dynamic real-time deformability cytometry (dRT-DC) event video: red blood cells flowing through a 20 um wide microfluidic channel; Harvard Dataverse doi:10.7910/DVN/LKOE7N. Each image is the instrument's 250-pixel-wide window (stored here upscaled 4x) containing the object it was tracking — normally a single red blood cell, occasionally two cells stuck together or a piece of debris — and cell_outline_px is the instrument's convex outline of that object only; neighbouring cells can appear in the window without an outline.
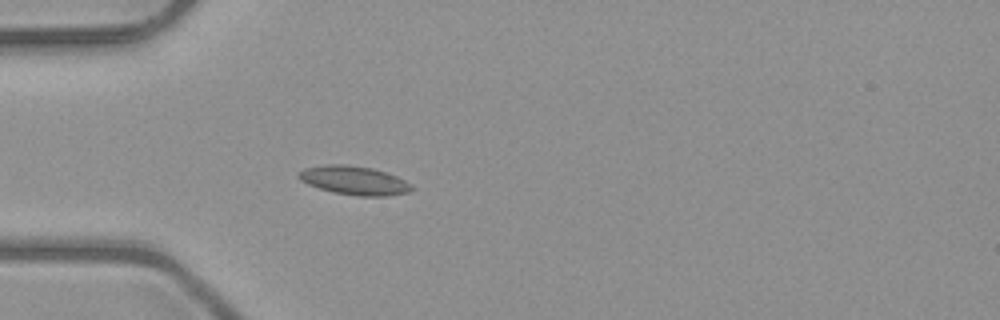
{"species": "common noctule bat (a hibernating species)", "species_latin": "Nyctalus noctula", "temperature_condition": "room temperature", "stored_images_in_passage": 22, "camera_frame_rate_fps": 3000, "um_per_image_px": 0.085, "animal": {"sex": "male", "body_mass_g": 23.1, "forearm_length_mm": 52.7}, "frame": {"image": 1, "passage_image": 6, "time_ms": 1.667, "image_size_px": [1000, 320], "cell_outline_px": [[416, 188], [412, 192], [388, 196], [356, 196], [332, 192], [308, 184], [300, 180], [296, 176], [296, 172], [304, 168], [328, 164], [348, 164], [372, 168], [388, 172], [412, 184]], "centroid_in_image_um": [30.13, 15.34], "position_along_channel_um": 54.9, "area_um2": 19.36}}
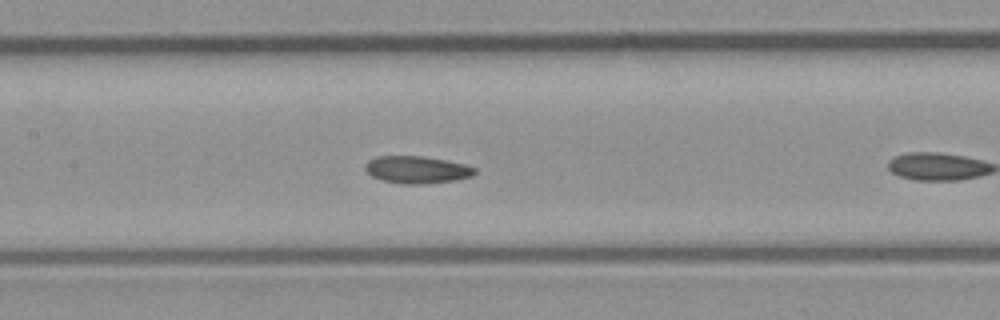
{"frame": {"image": 2, "passage_image": 12, "time_ms": 3.667, "image_size_px": [1000, 320], "cell_outline_px": [[476, 172], [472, 176], [456, 180], [424, 184], [400, 184], [384, 180], [372, 176], [364, 168], [364, 164], [368, 160], [376, 156], [420, 156], [444, 160], [464, 164], [476, 168]], "centroid_in_image_um": [35.42, 14.43], "position_along_channel_um": 172.0, "area_um2": 17.4}}
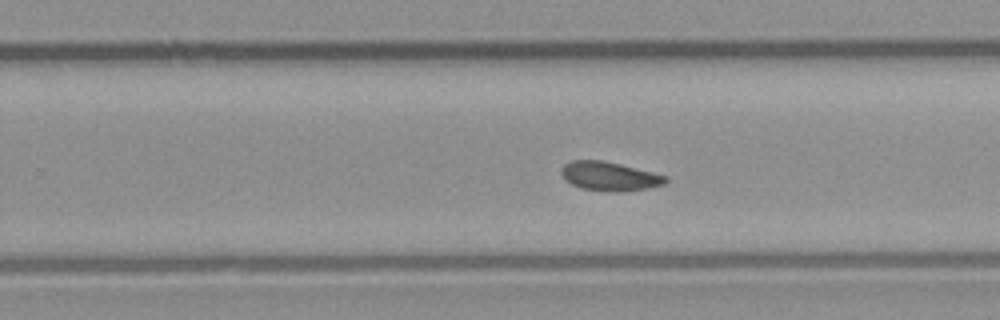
{"frame": {"image": 3, "passage_image": 20, "time_ms": 6.333, "image_size_px": [1000, 320], "cell_outline_px": [[668, 180], [664, 184], [648, 188], [624, 192], [608, 192], [580, 188], [564, 180], [560, 172], [560, 168], [564, 164], [572, 160], [600, 160], [620, 164], [668, 176]], "centroid_in_image_um": [51.78, 14.99], "position_along_channel_um": 278.0, "area_um2": 17.8}}